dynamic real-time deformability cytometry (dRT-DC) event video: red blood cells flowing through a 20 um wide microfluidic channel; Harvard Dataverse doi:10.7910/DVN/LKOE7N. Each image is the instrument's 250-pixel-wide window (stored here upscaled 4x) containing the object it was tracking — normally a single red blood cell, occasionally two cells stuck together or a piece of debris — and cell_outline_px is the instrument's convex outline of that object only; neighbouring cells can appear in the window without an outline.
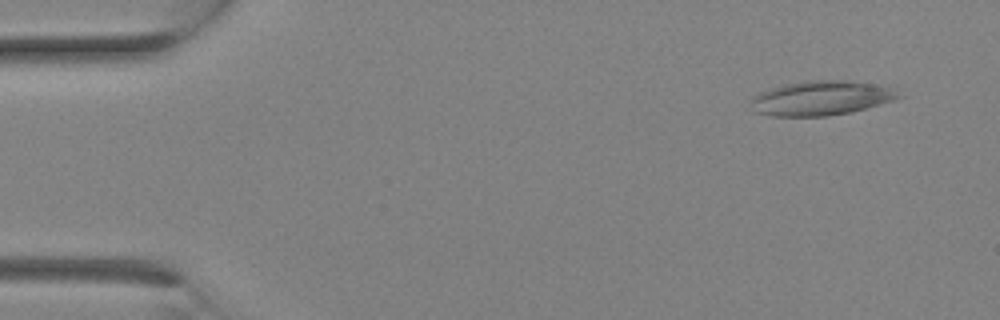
{"species": "Egyptian fruit bat (a non-hibernating species)", "species_latin": "Rousettus aegyptiacus", "temperature_condition": "room temperature", "stored_images_in_passage": 25, "camera_frame_rate_fps": 3000, "um_per_image_px": 0.085, "animal": {"sex": "female"}, "frame": {"image": 1, "passage_image": 1, "time_ms": 0.0, "image_size_px": [1000, 320], "cell_outline_px": [[904, 96], [892, 100], [852, 112], [828, 116], [772, 116], [752, 112], [748, 100], [752, 96], [760, 92], [784, 84], [804, 80], [848, 80], [872, 84], [892, 88]], "centroid_in_image_um": [69.71, 8.34], "position_along_channel_um": 15.3, "area_um2": 29.94}}
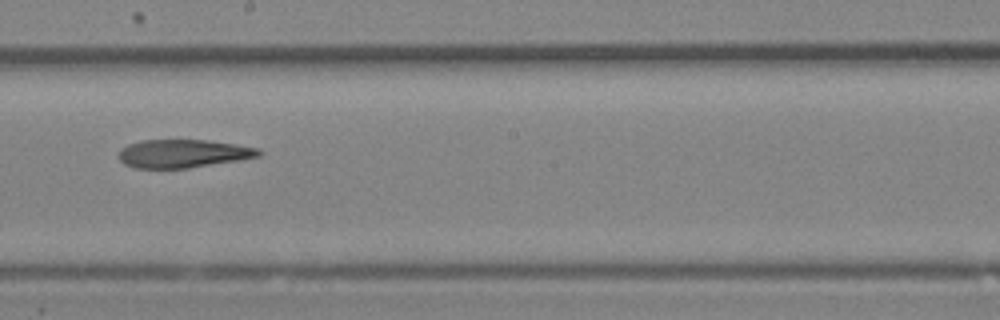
{"frame": {"image": 2, "passage_image": 14, "time_ms": 4.333, "image_size_px": [1000, 320], "cell_outline_px": [[264, 152], [260, 156], [240, 160], [188, 168], [136, 168], [124, 164], [116, 156], [120, 148], [128, 144], [144, 140], [208, 140], [236, 144], [260, 148]], "centroid_in_image_um": [15.57, 13.05], "position_along_channel_um": 232.6, "area_um2": 23.29}}
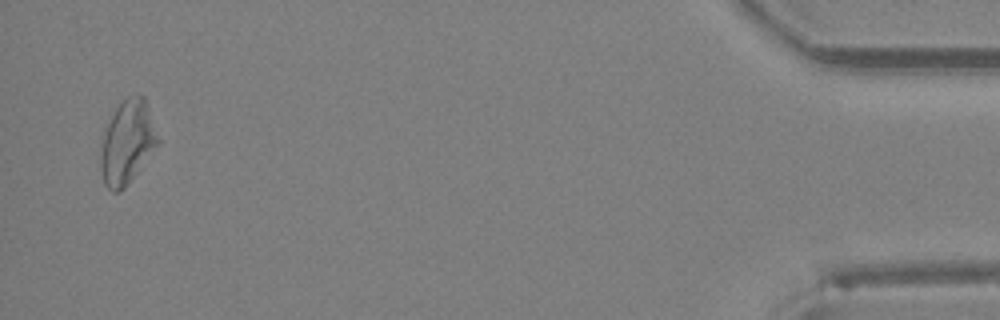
{"frame": {"image": 3, "passage_image": 25, "time_ms": 8.0, "image_size_px": [1000, 320], "cell_outline_px": [[160, 140], [124, 188], [120, 192], [112, 192], [104, 184], [100, 168], [100, 156], [104, 132], [116, 108], [128, 96], [144, 96]], "centroid_in_image_um": [10.8, 12.11], "position_along_channel_um": 424.4, "area_um2": 27.05}}